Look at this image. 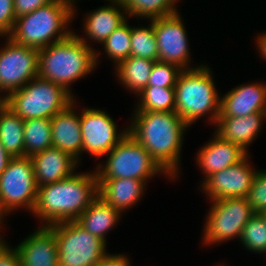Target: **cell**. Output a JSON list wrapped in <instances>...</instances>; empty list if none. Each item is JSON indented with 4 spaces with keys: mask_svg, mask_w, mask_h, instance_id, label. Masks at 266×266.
Segmentation results:
<instances>
[{
    "mask_svg": "<svg viewBox=\"0 0 266 266\" xmlns=\"http://www.w3.org/2000/svg\"><path fill=\"white\" fill-rule=\"evenodd\" d=\"M30 158L37 187L71 176L79 165L69 153L55 147L35 153Z\"/></svg>",
    "mask_w": 266,
    "mask_h": 266,
    "instance_id": "20",
    "label": "cell"
},
{
    "mask_svg": "<svg viewBox=\"0 0 266 266\" xmlns=\"http://www.w3.org/2000/svg\"><path fill=\"white\" fill-rule=\"evenodd\" d=\"M108 2L110 4L102 5L84 15L82 30L86 39L84 35L83 37L76 35L89 47L91 42L102 44L116 28L129 20L120 0H108ZM87 40H90V43Z\"/></svg>",
    "mask_w": 266,
    "mask_h": 266,
    "instance_id": "15",
    "label": "cell"
},
{
    "mask_svg": "<svg viewBox=\"0 0 266 266\" xmlns=\"http://www.w3.org/2000/svg\"><path fill=\"white\" fill-rule=\"evenodd\" d=\"M98 196L122 213L136 205L146 191L143 180L132 178L97 179Z\"/></svg>",
    "mask_w": 266,
    "mask_h": 266,
    "instance_id": "22",
    "label": "cell"
},
{
    "mask_svg": "<svg viewBox=\"0 0 266 266\" xmlns=\"http://www.w3.org/2000/svg\"><path fill=\"white\" fill-rule=\"evenodd\" d=\"M77 99L66 109L51 118L52 147L69 153L80 164L82 155V134L80 112L76 107Z\"/></svg>",
    "mask_w": 266,
    "mask_h": 266,
    "instance_id": "16",
    "label": "cell"
},
{
    "mask_svg": "<svg viewBox=\"0 0 266 266\" xmlns=\"http://www.w3.org/2000/svg\"><path fill=\"white\" fill-rule=\"evenodd\" d=\"M80 40L76 32L38 51V77L52 81L72 94L71 85L91 74L100 53Z\"/></svg>",
    "mask_w": 266,
    "mask_h": 266,
    "instance_id": "3",
    "label": "cell"
},
{
    "mask_svg": "<svg viewBox=\"0 0 266 266\" xmlns=\"http://www.w3.org/2000/svg\"><path fill=\"white\" fill-rule=\"evenodd\" d=\"M265 96V83L240 84L220 96L218 117H242L263 112Z\"/></svg>",
    "mask_w": 266,
    "mask_h": 266,
    "instance_id": "18",
    "label": "cell"
},
{
    "mask_svg": "<svg viewBox=\"0 0 266 266\" xmlns=\"http://www.w3.org/2000/svg\"><path fill=\"white\" fill-rule=\"evenodd\" d=\"M0 229H2V225H0ZM5 237L1 236L0 233V253L3 251V249L8 245V242L5 241Z\"/></svg>",
    "mask_w": 266,
    "mask_h": 266,
    "instance_id": "40",
    "label": "cell"
},
{
    "mask_svg": "<svg viewBox=\"0 0 266 266\" xmlns=\"http://www.w3.org/2000/svg\"><path fill=\"white\" fill-rule=\"evenodd\" d=\"M98 196V180L95 170L75 172L54 183L38 187L32 210L42 226L58 222L75 221Z\"/></svg>",
    "mask_w": 266,
    "mask_h": 266,
    "instance_id": "2",
    "label": "cell"
},
{
    "mask_svg": "<svg viewBox=\"0 0 266 266\" xmlns=\"http://www.w3.org/2000/svg\"><path fill=\"white\" fill-rule=\"evenodd\" d=\"M15 19L14 0H0V38L10 35Z\"/></svg>",
    "mask_w": 266,
    "mask_h": 266,
    "instance_id": "34",
    "label": "cell"
},
{
    "mask_svg": "<svg viewBox=\"0 0 266 266\" xmlns=\"http://www.w3.org/2000/svg\"><path fill=\"white\" fill-rule=\"evenodd\" d=\"M82 154L103 158L128 134V128L117 130V124L106 112L98 108L80 111ZM119 131V132H118Z\"/></svg>",
    "mask_w": 266,
    "mask_h": 266,
    "instance_id": "12",
    "label": "cell"
},
{
    "mask_svg": "<svg viewBox=\"0 0 266 266\" xmlns=\"http://www.w3.org/2000/svg\"><path fill=\"white\" fill-rule=\"evenodd\" d=\"M56 0H14L15 16L20 17L29 14L39 7L50 4Z\"/></svg>",
    "mask_w": 266,
    "mask_h": 266,
    "instance_id": "35",
    "label": "cell"
},
{
    "mask_svg": "<svg viewBox=\"0 0 266 266\" xmlns=\"http://www.w3.org/2000/svg\"><path fill=\"white\" fill-rule=\"evenodd\" d=\"M16 248L21 266H58V244L50 226L38 227Z\"/></svg>",
    "mask_w": 266,
    "mask_h": 266,
    "instance_id": "17",
    "label": "cell"
},
{
    "mask_svg": "<svg viewBox=\"0 0 266 266\" xmlns=\"http://www.w3.org/2000/svg\"><path fill=\"white\" fill-rule=\"evenodd\" d=\"M175 5L179 2V0H171Z\"/></svg>",
    "mask_w": 266,
    "mask_h": 266,
    "instance_id": "44",
    "label": "cell"
},
{
    "mask_svg": "<svg viewBox=\"0 0 266 266\" xmlns=\"http://www.w3.org/2000/svg\"><path fill=\"white\" fill-rule=\"evenodd\" d=\"M153 27L158 46V61L177 65L182 70H190L192 60L189 39L184 20L177 12L173 15L153 19Z\"/></svg>",
    "mask_w": 266,
    "mask_h": 266,
    "instance_id": "13",
    "label": "cell"
},
{
    "mask_svg": "<svg viewBox=\"0 0 266 266\" xmlns=\"http://www.w3.org/2000/svg\"><path fill=\"white\" fill-rule=\"evenodd\" d=\"M239 242L252 253L266 255V217L255 213L242 230Z\"/></svg>",
    "mask_w": 266,
    "mask_h": 266,
    "instance_id": "31",
    "label": "cell"
},
{
    "mask_svg": "<svg viewBox=\"0 0 266 266\" xmlns=\"http://www.w3.org/2000/svg\"><path fill=\"white\" fill-rule=\"evenodd\" d=\"M37 189L30 156L11 157L0 175V213L8 216L19 208L31 213Z\"/></svg>",
    "mask_w": 266,
    "mask_h": 266,
    "instance_id": "10",
    "label": "cell"
},
{
    "mask_svg": "<svg viewBox=\"0 0 266 266\" xmlns=\"http://www.w3.org/2000/svg\"><path fill=\"white\" fill-rule=\"evenodd\" d=\"M211 138L196 153L195 160L205 176L203 181L212 173L235 165L248 155L239 145L222 140L215 133Z\"/></svg>",
    "mask_w": 266,
    "mask_h": 266,
    "instance_id": "19",
    "label": "cell"
},
{
    "mask_svg": "<svg viewBox=\"0 0 266 266\" xmlns=\"http://www.w3.org/2000/svg\"><path fill=\"white\" fill-rule=\"evenodd\" d=\"M0 266H21L20 254L17 248L7 245L0 253Z\"/></svg>",
    "mask_w": 266,
    "mask_h": 266,
    "instance_id": "36",
    "label": "cell"
},
{
    "mask_svg": "<svg viewBox=\"0 0 266 266\" xmlns=\"http://www.w3.org/2000/svg\"><path fill=\"white\" fill-rule=\"evenodd\" d=\"M154 63V60L130 56L113 69H115L116 77L123 87L134 95L137 94L136 97H138L141 91L148 86Z\"/></svg>",
    "mask_w": 266,
    "mask_h": 266,
    "instance_id": "24",
    "label": "cell"
},
{
    "mask_svg": "<svg viewBox=\"0 0 266 266\" xmlns=\"http://www.w3.org/2000/svg\"><path fill=\"white\" fill-rule=\"evenodd\" d=\"M0 48V94L7 97L38 77V49L4 38Z\"/></svg>",
    "mask_w": 266,
    "mask_h": 266,
    "instance_id": "11",
    "label": "cell"
},
{
    "mask_svg": "<svg viewBox=\"0 0 266 266\" xmlns=\"http://www.w3.org/2000/svg\"><path fill=\"white\" fill-rule=\"evenodd\" d=\"M249 157L248 154L239 163L212 173L201 182V191L206 194L208 200L247 198L257 172Z\"/></svg>",
    "mask_w": 266,
    "mask_h": 266,
    "instance_id": "14",
    "label": "cell"
},
{
    "mask_svg": "<svg viewBox=\"0 0 266 266\" xmlns=\"http://www.w3.org/2000/svg\"><path fill=\"white\" fill-rule=\"evenodd\" d=\"M265 92H266V84H265ZM263 114H264V118L266 121V96H265V102H264V106H263Z\"/></svg>",
    "mask_w": 266,
    "mask_h": 266,
    "instance_id": "42",
    "label": "cell"
},
{
    "mask_svg": "<svg viewBox=\"0 0 266 266\" xmlns=\"http://www.w3.org/2000/svg\"><path fill=\"white\" fill-rule=\"evenodd\" d=\"M25 156L52 147L51 119L36 118L24 120Z\"/></svg>",
    "mask_w": 266,
    "mask_h": 266,
    "instance_id": "26",
    "label": "cell"
},
{
    "mask_svg": "<svg viewBox=\"0 0 266 266\" xmlns=\"http://www.w3.org/2000/svg\"><path fill=\"white\" fill-rule=\"evenodd\" d=\"M138 96L134 111L175 112L174 87L147 86Z\"/></svg>",
    "mask_w": 266,
    "mask_h": 266,
    "instance_id": "28",
    "label": "cell"
},
{
    "mask_svg": "<svg viewBox=\"0 0 266 266\" xmlns=\"http://www.w3.org/2000/svg\"><path fill=\"white\" fill-rule=\"evenodd\" d=\"M0 142L10 157L25 156L24 120L6 104L0 110Z\"/></svg>",
    "mask_w": 266,
    "mask_h": 266,
    "instance_id": "25",
    "label": "cell"
},
{
    "mask_svg": "<svg viewBox=\"0 0 266 266\" xmlns=\"http://www.w3.org/2000/svg\"><path fill=\"white\" fill-rule=\"evenodd\" d=\"M76 96L62 86L40 77L6 97V105L23 120L51 119L74 102Z\"/></svg>",
    "mask_w": 266,
    "mask_h": 266,
    "instance_id": "6",
    "label": "cell"
},
{
    "mask_svg": "<svg viewBox=\"0 0 266 266\" xmlns=\"http://www.w3.org/2000/svg\"><path fill=\"white\" fill-rule=\"evenodd\" d=\"M258 34L259 33H257V37L255 38L256 49L260 53V56H262L261 58L266 61V30L259 35Z\"/></svg>",
    "mask_w": 266,
    "mask_h": 266,
    "instance_id": "38",
    "label": "cell"
},
{
    "mask_svg": "<svg viewBox=\"0 0 266 266\" xmlns=\"http://www.w3.org/2000/svg\"><path fill=\"white\" fill-rule=\"evenodd\" d=\"M264 121L263 112L242 117H218L214 133L222 140L239 145L249 154L248 147L259 135Z\"/></svg>",
    "mask_w": 266,
    "mask_h": 266,
    "instance_id": "21",
    "label": "cell"
},
{
    "mask_svg": "<svg viewBox=\"0 0 266 266\" xmlns=\"http://www.w3.org/2000/svg\"><path fill=\"white\" fill-rule=\"evenodd\" d=\"M126 10L128 18L152 20L166 17L178 12L176 5L171 0H120Z\"/></svg>",
    "mask_w": 266,
    "mask_h": 266,
    "instance_id": "27",
    "label": "cell"
},
{
    "mask_svg": "<svg viewBox=\"0 0 266 266\" xmlns=\"http://www.w3.org/2000/svg\"><path fill=\"white\" fill-rule=\"evenodd\" d=\"M209 202L211 207L205 217L202 245L217 246L231 239L239 241L243 228L255 214L247 198H224Z\"/></svg>",
    "mask_w": 266,
    "mask_h": 266,
    "instance_id": "9",
    "label": "cell"
},
{
    "mask_svg": "<svg viewBox=\"0 0 266 266\" xmlns=\"http://www.w3.org/2000/svg\"><path fill=\"white\" fill-rule=\"evenodd\" d=\"M105 56L116 67L121 61L131 56V26L127 20L116 28L102 43Z\"/></svg>",
    "mask_w": 266,
    "mask_h": 266,
    "instance_id": "29",
    "label": "cell"
},
{
    "mask_svg": "<svg viewBox=\"0 0 266 266\" xmlns=\"http://www.w3.org/2000/svg\"><path fill=\"white\" fill-rule=\"evenodd\" d=\"M121 214H123L121 211L113 208L100 196H97L75 221L106 243V234L117 226Z\"/></svg>",
    "mask_w": 266,
    "mask_h": 266,
    "instance_id": "23",
    "label": "cell"
},
{
    "mask_svg": "<svg viewBox=\"0 0 266 266\" xmlns=\"http://www.w3.org/2000/svg\"><path fill=\"white\" fill-rule=\"evenodd\" d=\"M0 110L5 106L6 104V97L0 94Z\"/></svg>",
    "mask_w": 266,
    "mask_h": 266,
    "instance_id": "41",
    "label": "cell"
},
{
    "mask_svg": "<svg viewBox=\"0 0 266 266\" xmlns=\"http://www.w3.org/2000/svg\"><path fill=\"white\" fill-rule=\"evenodd\" d=\"M213 73L205 64L190 70H182L175 89V112L190 127L208 115L215 125L220 111V95L216 89Z\"/></svg>",
    "mask_w": 266,
    "mask_h": 266,
    "instance_id": "5",
    "label": "cell"
},
{
    "mask_svg": "<svg viewBox=\"0 0 266 266\" xmlns=\"http://www.w3.org/2000/svg\"><path fill=\"white\" fill-rule=\"evenodd\" d=\"M107 155L104 164L96 165L97 179L132 178L148 183L159 174L171 178L129 133Z\"/></svg>",
    "mask_w": 266,
    "mask_h": 266,
    "instance_id": "7",
    "label": "cell"
},
{
    "mask_svg": "<svg viewBox=\"0 0 266 266\" xmlns=\"http://www.w3.org/2000/svg\"><path fill=\"white\" fill-rule=\"evenodd\" d=\"M247 200L254 213L263 214L266 211V169H257Z\"/></svg>",
    "mask_w": 266,
    "mask_h": 266,
    "instance_id": "33",
    "label": "cell"
},
{
    "mask_svg": "<svg viewBox=\"0 0 266 266\" xmlns=\"http://www.w3.org/2000/svg\"><path fill=\"white\" fill-rule=\"evenodd\" d=\"M182 69L177 65L155 61L149 77L148 86L175 87Z\"/></svg>",
    "mask_w": 266,
    "mask_h": 266,
    "instance_id": "32",
    "label": "cell"
},
{
    "mask_svg": "<svg viewBox=\"0 0 266 266\" xmlns=\"http://www.w3.org/2000/svg\"><path fill=\"white\" fill-rule=\"evenodd\" d=\"M149 22L148 27L145 25L131 26V56L158 61V46L153 19Z\"/></svg>",
    "mask_w": 266,
    "mask_h": 266,
    "instance_id": "30",
    "label": "cell"
},
{
    "mask_svg": "<svg viewBox=\"0 0 266 266\" xmlns=\"http://www.w3.org/2000/svg\"><path fill=\"white\" fill-rule=\"evenodd\" d=\"M125 254H111L99 266H133Z\"/></svg>",
    "mask_w": 266,
    "mask_h": 266,
    "instance_id": "37",
    "label": "cell"
},
{
    "mask_svg": "<svg viewBox=\"0 0 266 266\" xmlns=\"http://www.w3.org/2000/svg\"><path fill=\"white\" fill-rule=\"evenodd\" d=\"M4 216L0 213V225H4Z\"/></svg>",
    "mask_w": 266,
    "mask_h": 266,
    "instance_id": "43",
    "label": "cell"
},
{
    "mask_svg": "<svg viewBox=\"0 0 266 266\" xmlns=\"http://www.w3.org/2000/svg\"><path fill=\"white\" fill-rule=\"evenodd\" d=\"M73 2V4L75 5V3L78 1V0H71ZM108 1V0H106Z\"/></svg>",
    "mask_w": 266,
    "mask_h": 266,
    "instance_id": "45",
    "label": "cell"
},
{
    "mask_svg": "<svg viewBox=\"0 0 266 266\" xmlns=\"http://www.w3.org/2000/svg\"><path fill=\"white\" fill-rule=\"evenodd\" d=\"M10 159V155L6 152L2 143L0 142V175L5 170Z\"/></svg>",
    "mask_w": 266,
    "mask_h": 266,
    "instance_id": "39",
    "label": "cell"
},
{
    "mask_svg": "<svg viewBox=\"0 0 266 266\" xmlns=\"http://www.w3.org/2000/svg\"><path fill=\"white\" fill-rule=\"evenodd\" d=\"M76 11L71 0H56L17 17L8 37L17 44L40 50L66 39L75 31L69 29V25Z\"/></svg>",
    "mask_w": 266,
    "mask_h": 266,
    "instance_id": "4",
    "label": "cell"
},
{
    "mask_svg": "<svg viewBox=\"0 0 266 266\" xmlns=\"http://www.w3.org/2000/svg\"><path fill=\"white\" fill-rule=\"evenodd\" d=\"M50 227L58 244V266H99L111 255L106 252L107 243L76 221L58 222Z\"/></svg>",
    "mask_w": 266,
    "mask_h": 266,
    "instance_id": "8",
    "label": "cell"
},
{
    "mask_svg": "<svg viewBox=\"0 0 266 266\" xmlns=\"http://www.w3.org/2000/svg\"><path fill=\"white\" fill-rule=\"evenodd\" d=\"M130 118L128 133L171 180L179 177L183 139L190 127L176 112L133 111Z\"/></svg>",
    "mask_w": 266,
    "mask_h": 266,
    "instance_id": "1",
    "label": "cell"
}]
</instances>
